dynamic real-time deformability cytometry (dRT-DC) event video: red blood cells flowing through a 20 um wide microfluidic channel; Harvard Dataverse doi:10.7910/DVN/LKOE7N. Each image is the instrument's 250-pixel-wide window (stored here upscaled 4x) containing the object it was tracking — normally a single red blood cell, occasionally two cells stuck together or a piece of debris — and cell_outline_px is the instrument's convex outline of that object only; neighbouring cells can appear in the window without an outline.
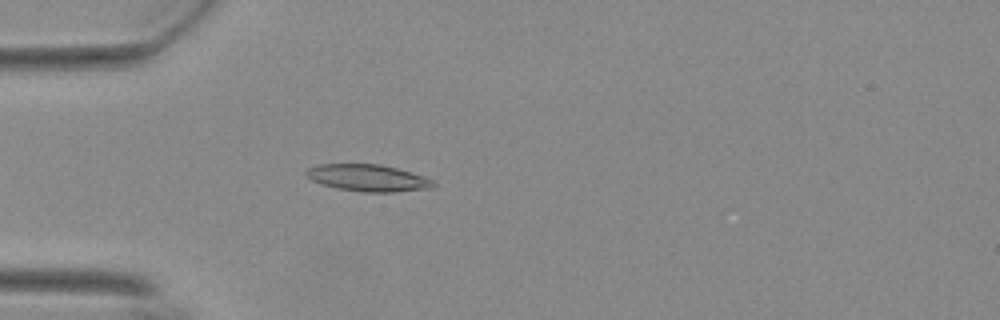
{"species": "Egyptian fruit bat (a non-hibernating species)", "species_latin": "Rousettus aegyptiacus", "temperature_condition": "warm", "stored_images_in_passage": 30, "camera_frame_rate_fps": 3000, "um_per_image_px": 0.085, "animal": {"sex": "female"}, "frame": {"image": 1, "passage_image": 2, "time_ms": 0.333, "image_size_px": [1000, 320], "cell_outline_px": [[436, 184], [432, 188], [392, 192], [364, 192], [340, 188], [324, 184], [312, 180], [304, 172], [308, 168], [320, 164], [380, 164], [396, 168], [432, 180]], "centroid_in_image_um": [31.26, 15.12], "position_along_channel_um": 53.7, "area_um2": 19.42}}
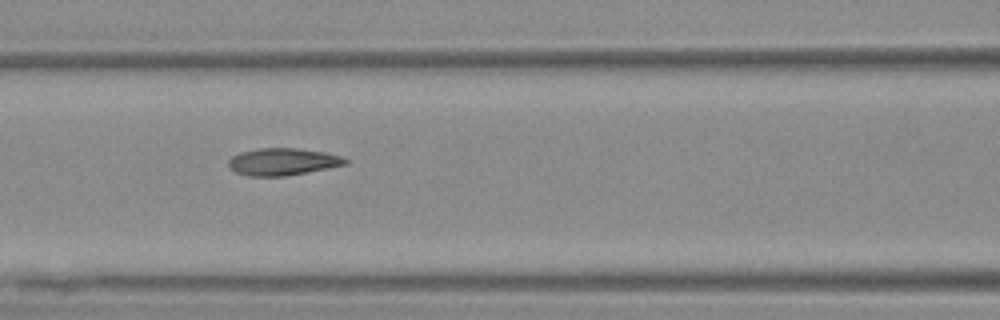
{"frame": {"image": 2, "passage_image": 10, "time_ms": 3.0, "image_size_px": [1000, 320], "cell_outline_px": [[348, 164], [328, 168], [284, 176], [248, 176], [236, 172], [228, 164], [228, 160], [232, 156], [240, 152], [256, 148], [300, 148], [324, 152], [340, 156], [348, 160]], "centroid_in_image_um": [24.02, 13.74], "position_along_channel_um": 142.6, "area_um2": 18.44}}
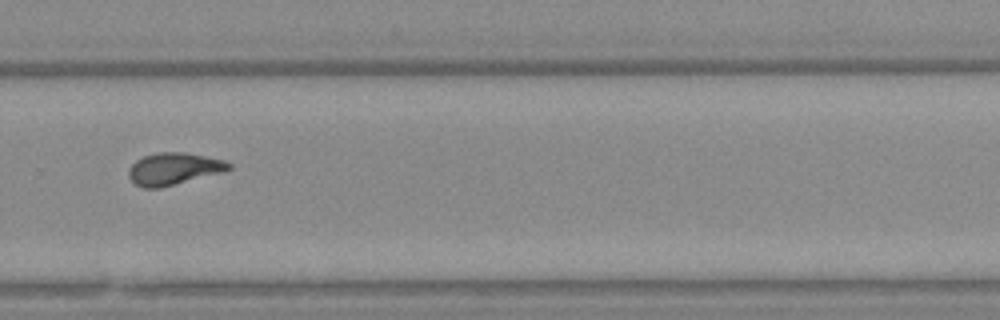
{"frame": {"image": 3, "passage_image": 24, "time_ms": 7.667, "image_size_px": [1000, 320], "cell_outline_px": [[232, 168], [224, 172], [160, 188], [144, 188], [136, 184], [128, 176], [128, 168], [136, 160], [144, 156], [160, 152], [184, 152], [224, 160], [232, 164]], "centroid_in_image_um": [14.78, 14.35], "position_along_channel_um": 315.0, "area_um2": 18.73}, "authors_computed_cell_mechanics": {"area_um2": 18.4671, "velocity_mm_per_s": 3.7017, "shape_relaxation_time_tau1_ms": 8.6135, "shape_relaxation_time_tau2_ms": 2.4922, "deformation_change_tau1": 0.2363, "deformation_change_tau2": 0.0631}}